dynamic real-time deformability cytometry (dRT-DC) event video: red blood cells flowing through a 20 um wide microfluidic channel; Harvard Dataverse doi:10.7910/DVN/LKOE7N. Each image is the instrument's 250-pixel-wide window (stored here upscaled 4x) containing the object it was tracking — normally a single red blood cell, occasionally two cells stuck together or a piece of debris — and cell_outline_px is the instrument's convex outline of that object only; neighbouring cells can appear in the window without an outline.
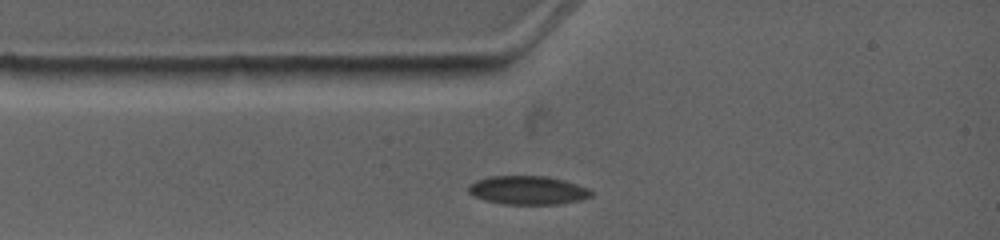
{"species": "common noctule bat (a hibernating species)", "species_latin": "Nyctalus noctula", "temperature_condition": "warm", "stored_images_in_passage": 5, "camera_frame_rate_fps": 4500, "um_per_image_px": 0.085, "animal": {"sex": "female", "body_mass_g": 19.0, "forearm_length_mm": 53.3}, "frame": {"image": 1, "passage_image": 1, "time_ms": 0.0, "image_size_px": [1000, 240], "cell_outline_px": [[592, 196], [580, 200], [556, 204], [500, 204], [484, 200], [468, 192], [468, 188], [476, 180], [492, 176], [548, 176], [564, 180], [588, 188], [592, 192]], "centroid_in_image_um": [44.87, 16.17], "position_along_channel_um": 40.1, "area_um2": 20.35}}
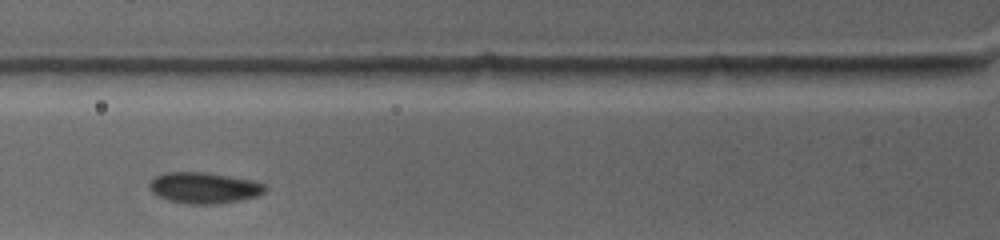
{"frame": {"image": 2, "passage_image": 3, "time_ms": 1.778, "image_size_px": [1000, 240], "cell_outline_px": [[268, 188], [264, 192], [256, 196], [240, 200], [216, 204], [188, 204], [168, 200], [156, 196], [148, 188], [148, 184], [156, 176], [164, 172], [208, 172], [252, 180], [268, 184]], "centroid_in_image_um": [17.35, 15.96], "position_along_channel_um": 108.5, "area_um2": 21.21}}
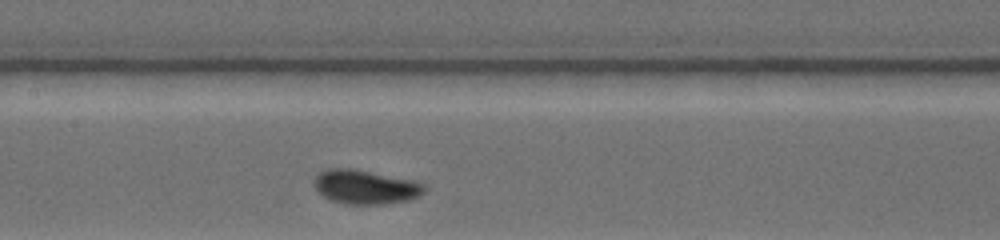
{"frame": {"image": 3, "passage_image": 5, "time_ms": 3.556, "image_size_px": [1000, 240], "cell_outline_px": [[424, 192], [412, 200], [384, 204], [344, 204], [328, 200], [316, 192], [312, 184], [316, 176], [320, 172], [328, 168], [348, 168], [408, 180], [424, 184]], "centroid_in_image_um": [30.96, 15.92], "position_along_channel_um": 176.4, "area_um2": 21.79}}